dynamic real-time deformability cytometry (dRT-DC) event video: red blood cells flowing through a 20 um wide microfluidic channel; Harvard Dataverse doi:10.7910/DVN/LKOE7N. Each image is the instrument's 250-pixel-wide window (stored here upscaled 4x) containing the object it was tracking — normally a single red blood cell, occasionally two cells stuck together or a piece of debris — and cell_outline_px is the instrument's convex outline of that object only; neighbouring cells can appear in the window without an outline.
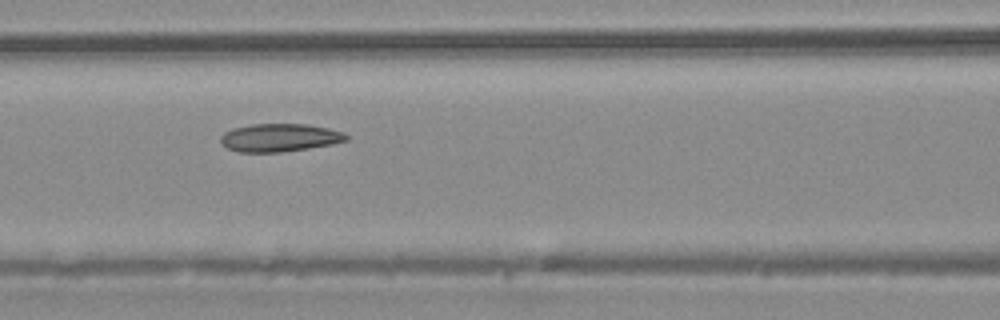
{"species": "common noctule bat (a hibernating species)", "species_latin": "Nyctalus noctula", "temperature_condition": "warm", "stored_images_in_passage": 6, "camera_frame_rate_fps": 3000, "um_per_image_px": 0.085, "animal": {"sex": "male", "body_mass_g": 20.4}, "frame": {"image": 1, "passage_image": 5, "time_ms": 1.333, "image_size_px": [1000, 320], "cell_outline_px": [[348, 140], [332, 144], [308, 148], [280, 152], [240, 152], [228, 148], [220, 140], [220, 136], [224, 132], [232, 128], [252, 124], [308, 124], [328, 128], [344, 132], [348, 136]], "centroid_in_image_um": [23.78, 11.69], "position_along_channel_um": 142.8, "area_um2": 20.46}}
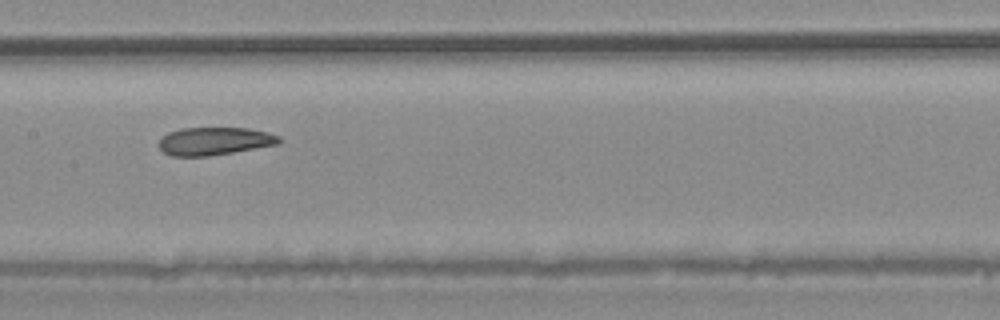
{"frame": {"image": 2, "passage_image": 6, "time_ms": 1.667, "image_size_px": [1000, 320], "cell_outline_px": [[280, 144], [208, 156], [172, 156], [164, 152], [160, 148], [160, 140], [168, 132], [180, 128], [248, 128], [268, 132], [280, 136]], "centroid_in_image_um": [18.25, 11.99], "position_along_channel_um": 189.1, "area_um2": 19.42}}